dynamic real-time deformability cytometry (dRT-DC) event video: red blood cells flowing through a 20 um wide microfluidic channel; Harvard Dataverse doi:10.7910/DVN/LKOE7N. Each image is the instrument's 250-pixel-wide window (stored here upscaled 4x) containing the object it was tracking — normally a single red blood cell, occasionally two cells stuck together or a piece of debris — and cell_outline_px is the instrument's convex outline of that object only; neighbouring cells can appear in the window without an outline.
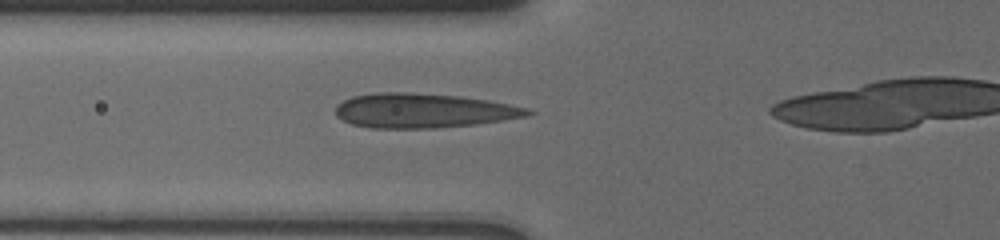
{"species": "human", "species_latin": "Homo sapiens", "temperature_condition": "cold", "stored_images_in_passage": 4, "camera_frame_rate_fps": 3000, "um_per_image_px": 0.085, "donor": {"sex": "male"}, "frame": {"image": 1, "passage_image": 3, "time_ms": 2.0, "image_size_px": [1000, 240], "cell_outline_px": [[536, 112], [528, 116], [504, 120], [476, 124], [432, 128], [372, 128], [352, 124], [336, 116], [336, 104], [352, 96], [380, 92], [412, 92], [460, 96], [488, 100], [528, 108]], "centroid_in_image_um": [35.99, 9.4], "position_along_channel_um": 89.8, "area_um2": 38.67}}